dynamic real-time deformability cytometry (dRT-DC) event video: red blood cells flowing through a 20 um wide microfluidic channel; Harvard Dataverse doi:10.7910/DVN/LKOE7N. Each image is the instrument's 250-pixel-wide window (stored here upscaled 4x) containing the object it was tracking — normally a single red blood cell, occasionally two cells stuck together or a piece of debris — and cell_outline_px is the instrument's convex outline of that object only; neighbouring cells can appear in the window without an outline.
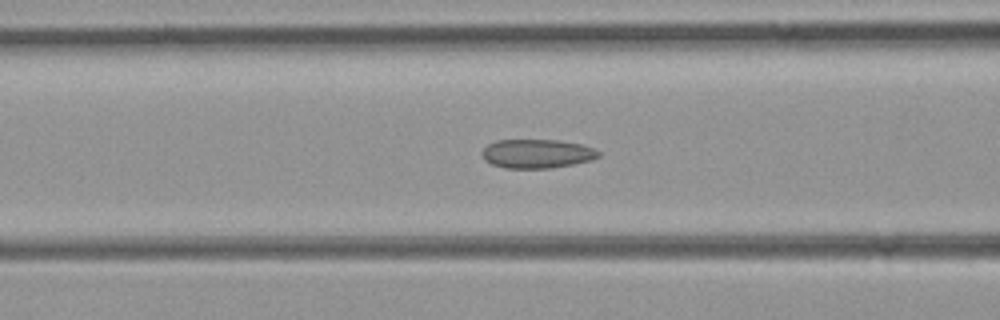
{"species": "common noctule bat (a hibernating species)", "species_latin": "Nyctalus noctula", "temperature_condition": "room temperature", "stored_images_in_passage": 42, "camera_frame_rate_fps": 3000, "um_per_image_px": 0.085, "animal": {"sex": "female", "body_mass_g": 21.9}, "frame": {"image": 1, "passage_image": 11, "time_ms": 3.333, "image_size_px": [1000, 320], "cell_outline_px": [[600, 156], [592, 160], [552, 168], [504, 168], [492, 164], [484, 160], [484, 148], [488, 144], [496, 140], [560, 140], [580, 144], [592, 148], [600, 152]], "centroid_in_image_um": [45.66, 13.06], "position_along_channel_um": 120.9, "area_um2": 19.54}}
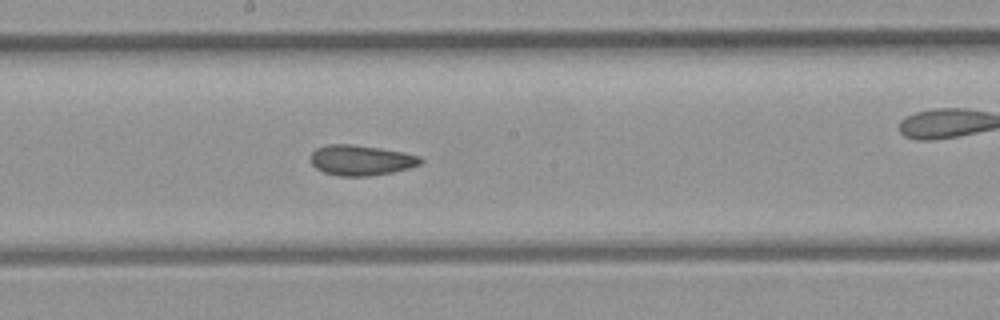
{"frame": {"image": 2, "passage_image": 18, "time_ms": 5.667, "image_size_px": [1000, 320], "cell_outline_px": [[424, 160], [420, 164], [408, 168], [392, 172], [372, 176], [340, 176], [324, 172], [316, 168], [312, 164], [312, 152], [316, 148], [328, 144], [352, 144], [380, 148], [404, 152], [420, 156]], "centroid_in_image_um": [30.7, 13.61], "position_along_channel_um": 217.5, "area_um2": 19.42}}
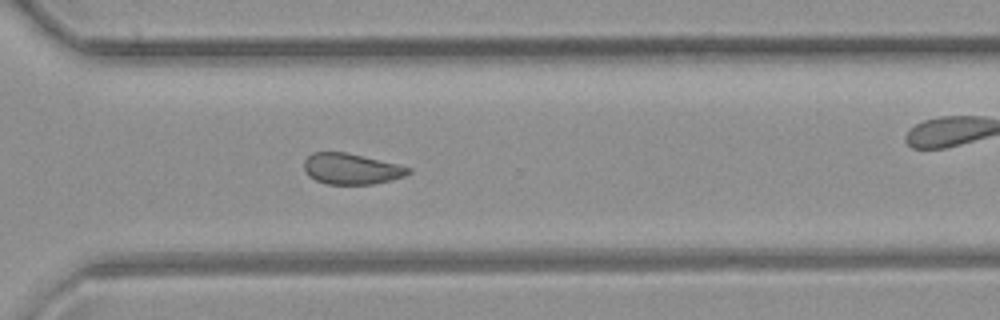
{"frame": {"image": 3, "passage_image": 27, "time_ms": 8.667, "image_size_px": [1000, 320], "cell_outline_px": [[412, 172], [404, 176], [392, 180], [372, 184], [328, 184], [316, 180], [308, 176], [304, 172], [304, 160], [312, 152], [344, 152], [396, 164], [412, 168]], "centroid_in_image_um": [29.84, 14.36], "position_along_channel_um": 340.8, "area_um2": 18.67}}